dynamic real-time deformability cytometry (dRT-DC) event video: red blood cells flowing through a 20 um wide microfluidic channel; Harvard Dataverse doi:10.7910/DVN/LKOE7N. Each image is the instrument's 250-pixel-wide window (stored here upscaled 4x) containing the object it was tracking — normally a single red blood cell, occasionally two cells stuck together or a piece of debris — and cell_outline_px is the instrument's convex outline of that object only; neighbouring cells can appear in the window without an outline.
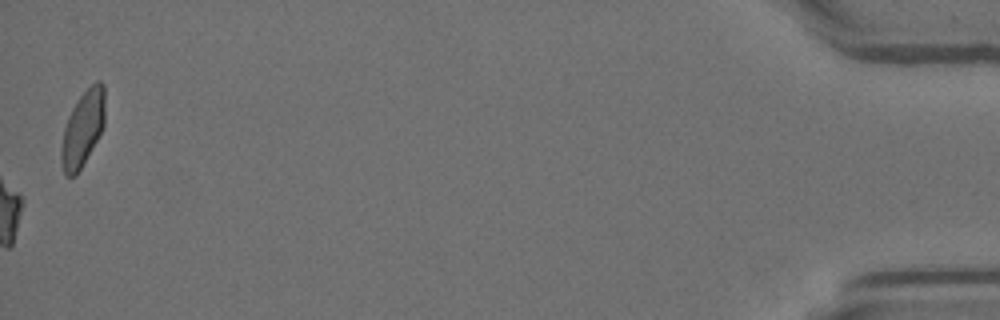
{"species": "Egyptian fruit bat (a non-hibernating species)", "species_latin": "Rousettus aegyptiacus", "temperature_condition": "room temperature", "stored_images_in_passage": 42, "camera_frame_rate_fps": 3000, "um_per_image_px": 0.085, "animal": {"sex": "female"}, "frame": {"image": 1, "passage_image": 42, "time_ms": 13.667, "image_size_px": [1000, 320], "cell_outline_px": [[104, 124], [96, 140], [76, 176], [64, 176], [60, 160], [60, 148], [64, 128], [68, 116], [72, 108], [80, 96], [96, 80], [100, 80], [104, 84]], "centroid_in_image_um": [7.0, 10.94], "position_along_channel_um": 428.2, "area_um2": 19.07}}